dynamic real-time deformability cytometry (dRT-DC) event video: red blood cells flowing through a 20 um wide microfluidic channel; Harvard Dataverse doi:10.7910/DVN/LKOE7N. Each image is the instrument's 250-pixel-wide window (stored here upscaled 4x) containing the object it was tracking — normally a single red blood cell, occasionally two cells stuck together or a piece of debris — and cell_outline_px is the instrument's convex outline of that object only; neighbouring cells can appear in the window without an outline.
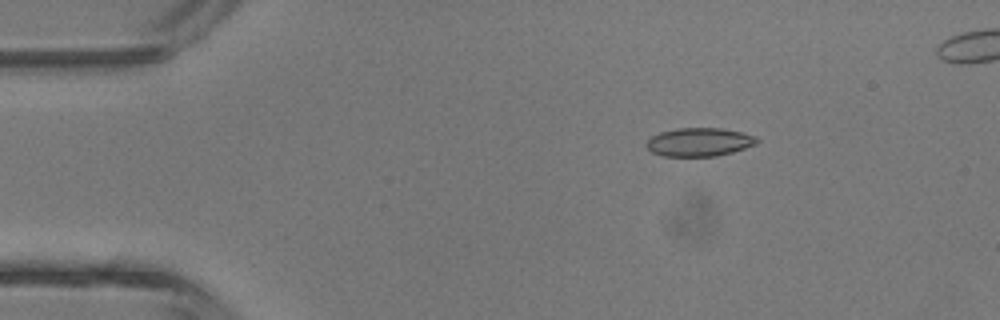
{"species": "common noctule bat (a hibernating species)", "species_latin": "Nyctalus noctula", "temperature_condition": "room temperature", "stored_images_in_passage": 5, "segment_of_instrument_passage": [2, 2], "camera_frame_rate_fps": 3000, "um_per_image_px": 0.085, "animal": {"sex": "male", "body_mass_g": 13.3}, "frame": {"image": 1, "passage_image": 5, "time_ms": 4.667, "image_size_px": [1000, 320], "cell_outline_px": [[760, 140], [756, 144], [732, 152], [716, 156], [664, 156], [652, 152], [644, 144], [652, 136], [660, 132], [676, 128], [720, 128], [740, 132], [756, 136]], "centroid_in_image_um": [59.43, 12.07], "position_along_channel_um": 25.6, "area_um2": 18.26}}